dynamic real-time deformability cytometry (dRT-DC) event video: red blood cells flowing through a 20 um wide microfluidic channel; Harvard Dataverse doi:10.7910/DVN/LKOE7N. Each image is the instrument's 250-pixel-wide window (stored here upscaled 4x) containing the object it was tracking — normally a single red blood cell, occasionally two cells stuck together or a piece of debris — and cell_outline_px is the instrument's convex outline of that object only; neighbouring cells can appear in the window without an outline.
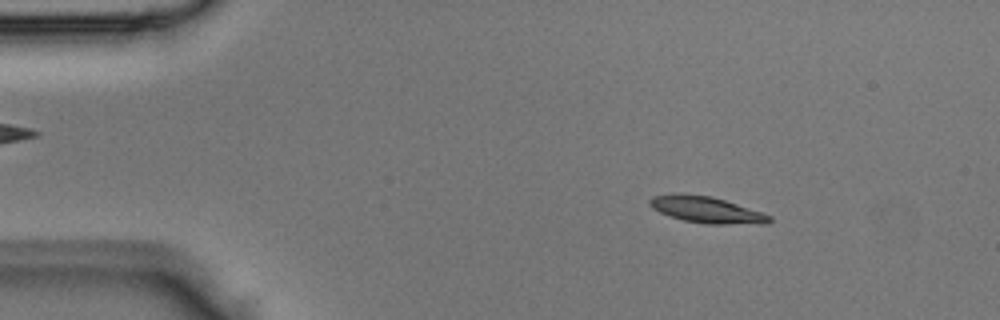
{"species": "Egyptian fruit bat (a non-hibernating species)", "species_latin": "Rousettus aegyptiacus", "temperature_condition": "room temperature", "stored_images_in_passage": 2, "camera_frame_rate_fps": 3000, "um_per_image_px": 0.085, "animal": {"sex": "male"}, "frame": {"image": 1, "passage_image": 1, "time_ms": 0.0, "image_size_px": [1000, 320], "cell_outline_px": [[772, 220], [768, 224], [708, 224], [684, 220], [660, 212], [652, 208], [648, 204], [648, 200], [652, 196], [672, 192], [680, 192], [712, 196], [772, 216]], "centroid_in_image_um": [60.01, 17.81], "position_along_channel_um": 25.0, "area_um2": 18.55}}